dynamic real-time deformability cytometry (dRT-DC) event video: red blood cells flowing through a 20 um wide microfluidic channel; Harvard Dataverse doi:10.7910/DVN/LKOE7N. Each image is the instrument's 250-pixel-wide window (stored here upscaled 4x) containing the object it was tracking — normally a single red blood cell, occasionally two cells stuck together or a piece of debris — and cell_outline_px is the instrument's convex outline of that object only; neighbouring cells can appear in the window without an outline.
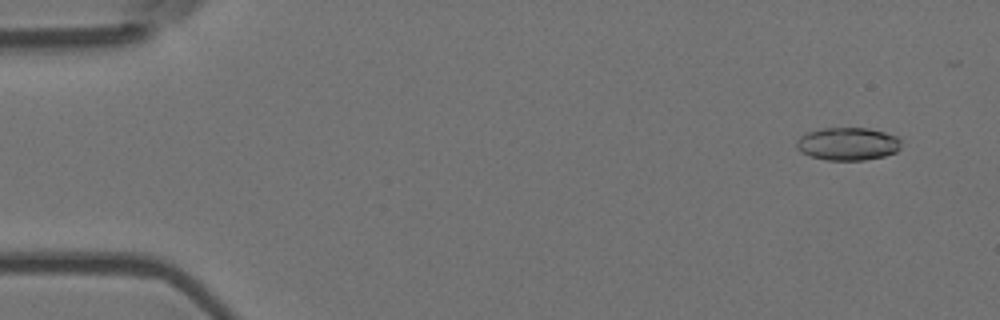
{"species": "Egyptian fruit bat (a non-hibernating species)", "species_latin": "Rousettus aegyptiacus", "temperature_condition": "room temperature", "stored_images_in_passage": 12, "camera_frame_rate_fps": 3000, "um_per_image_px": 0.085, "animal": {"sex": "female"}, "frame": {"image": 1, "passage_image": 4, "time_ms": 1.0, "image_size_px": [1000, 320], "cell_outline_px": [[900, 148], [896, 152], [884, 156], [864, 160], [828, 160], [808, 156], [800, 152], [796, 148], [796, 140], [800, 136], [808, 132], [824, 128], [868, 128], [884, 132], [896, 136], [900, 140]], "centroid_in_image_um": [72.03, 12.23], "position_along_channel_um": 13.0, "area_um2": 20.11}}